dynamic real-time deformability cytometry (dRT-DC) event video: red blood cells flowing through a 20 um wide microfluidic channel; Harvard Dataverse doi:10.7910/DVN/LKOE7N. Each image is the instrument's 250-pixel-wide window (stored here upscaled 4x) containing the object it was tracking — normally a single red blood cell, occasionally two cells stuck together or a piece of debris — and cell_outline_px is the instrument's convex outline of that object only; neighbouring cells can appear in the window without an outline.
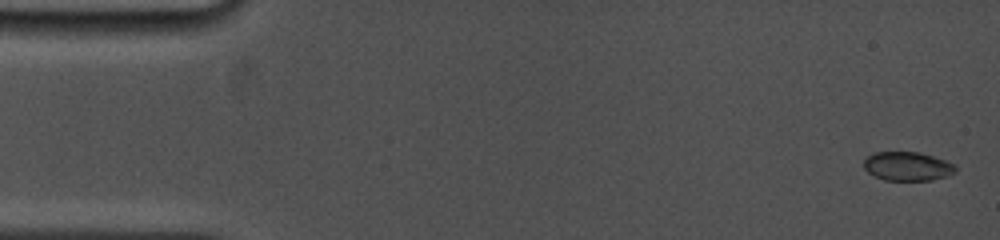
{"species": "common noctule bat (a hibernating species)", "species_latin": "Nyctalus noctula", "temperature_condition": "cold", "stored_images_in_passage": 11, "camera_frame_rate_fps": 5000, "um_per_image_px": 0.085, "animal": {"sex": "female", "body_mass_g": 19.0, "forearm_length_mm": 53.3}, "frame": {"image": 1, "passage_image": 1, "time_ms": 0.0, "image_size_px": [1000, 240], "cell_outline_px": [[956, 172], [948, 176], [932, 180], [884, 180], [868, 172], [864, 168], [864, 160], [868, 156], [876, 152], [920, 152], [956, 164]], "centroid_in_image_um": [77.17, 14.13], "position_along_channel_um": 7.8, "area_um2": 15.43}}
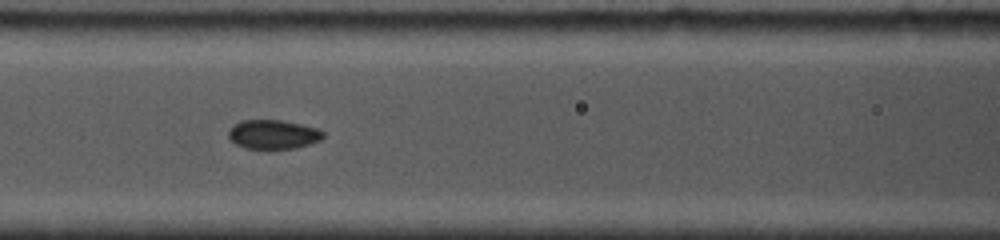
{"frame": {"image": 2, "passage_image": 10, "time_ms": 6.8, "image_size_px": [1000, 240], "cell_outline_px": [[324, 136], [320, 140], [296, 148], [244, 148], [236, 144], [228, 136], [228, 128], [240, 120], [280, 120], [320, 128], [324, 132]], "centroid_in_image_um": [23.21, 11.41], "position_along_channel_um": 143.4, "area_um2": 16.07}}
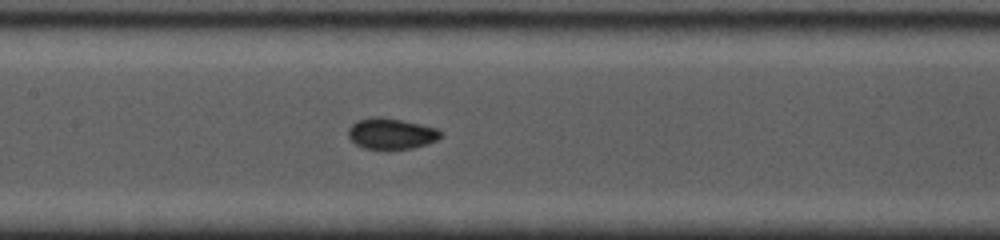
{"frame": {"image": 3, "passage_image": 11, "time_ms": 7.6, "image_size_px": [1000, 240], "cell_outline_px": [[444, 132], [436, 140], [412, 148], [364, 148], [356, 144], [348, 136], [348, 128], [356, 120], [372, 116], [380, 116], [420, 124], [436, 128]], "centroid_in_image_um": [33.22, 11.33], "position_along_channel_um": 174.2, "area_um2": 16.42}}